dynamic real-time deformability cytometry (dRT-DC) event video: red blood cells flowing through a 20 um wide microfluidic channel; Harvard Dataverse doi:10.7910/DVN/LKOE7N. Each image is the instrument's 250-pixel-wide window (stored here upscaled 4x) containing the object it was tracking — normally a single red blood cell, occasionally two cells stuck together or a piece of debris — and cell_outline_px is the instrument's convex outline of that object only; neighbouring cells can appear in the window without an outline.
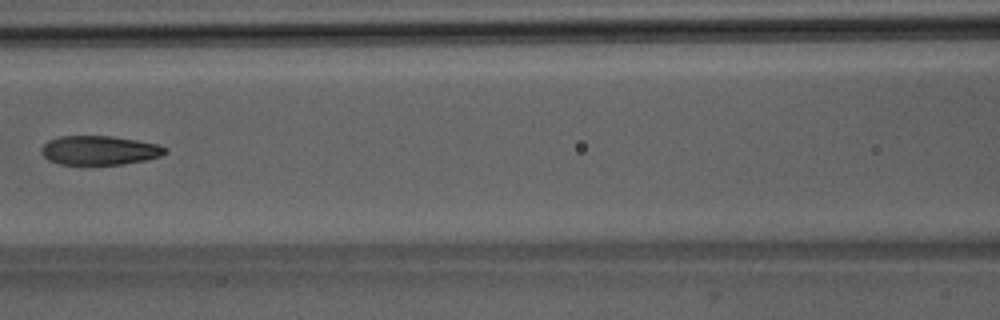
{"species": "Egyptian fruit bat (a non-hibernating species)", "species_latin": "Rousettus aegyptiacus", "temperature_condition": "room temperature", "stored_images_in_passage": 3, "camera_frame_rate_fps": 3000, "um_per_image_px": 0.085, "animal": {"sex": "male"}, "frame": {"image": 1, "passage_image": 3, "time_ms": 2.333, "image_size_px": [1000, 320], "cell_outline_px": [[168, 152], [160, 156], [148, 160], [124, 164], [60, 164], [48, 160], [40, 152], [40, 148], [48, 140], [60, 136], [108, 136], [136, 140], [156, 144], [168, 148]], "centroid_in_image_um": [8.45, 12.78], "position_along_channel_um": 158.2, "area_um2": 21.04}}